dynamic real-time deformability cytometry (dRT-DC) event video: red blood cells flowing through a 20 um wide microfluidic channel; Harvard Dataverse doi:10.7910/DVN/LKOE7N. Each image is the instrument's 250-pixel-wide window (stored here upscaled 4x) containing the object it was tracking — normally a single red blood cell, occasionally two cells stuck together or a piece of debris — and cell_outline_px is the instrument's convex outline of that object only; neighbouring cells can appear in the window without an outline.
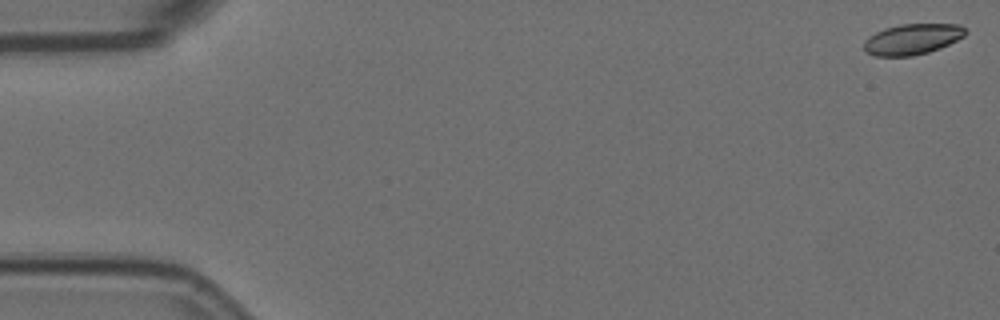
{"species": "Egyptian fruit bat (a non-hibernating species)", "species_latin": "Rousettus aegyptiacus", "temperature_condition": "room temperature", "stored_images_in_passage": 7, "camera_frame_rate_fps": 3000, "um_per_image_px": 0.085, "animal": {"sex": "female"}, "frame": {"image": 1, "passage_image": 1, "time_ms": 0.0, "image_size_px": [1000, 320], "cell_outline_px": [[968, 32], [964, 36], [940, 48], [928, 52], [912, 56], [876, 56], [868, 52], [864, 48], [864, 40], [868, 36], [884, 28], [900, 24], [960, 24]], "centroid_in_image_um": [77.54, 3.32], "position_along_channel_um": 7.5, "area_um2": 18.15}}
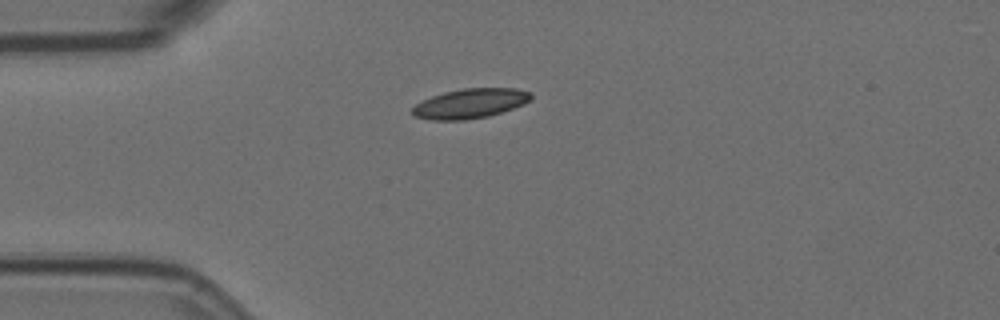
{"frame": {"image": 2, "passage_image": 5, "time_ms": 1.333, "image_size_px": [1000, 320], "cell_outline_px": [[532, 96], [524, 104], [488, 116], [464, 120], [432, 120], [416, 116], [412, 112], [412, 108], [416, 104], [432, 96], [444, 92], [464, 88], [516, 88], [532, 92]], "centroid_in_image_um": [39.98, 8.79], "position_along_channel_um": 45.0, "area_um2": 20.29}}
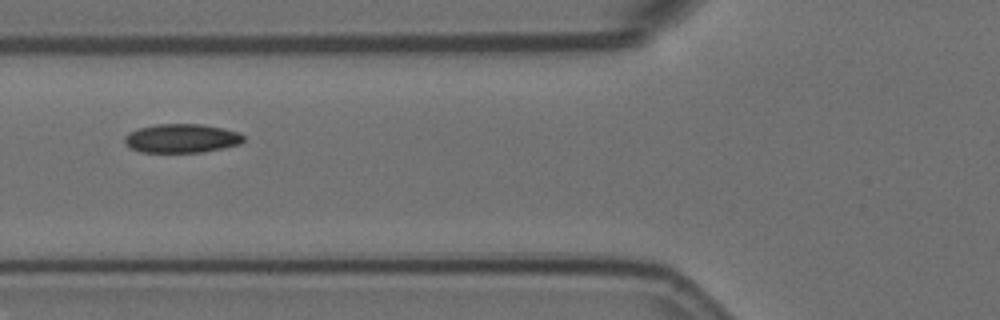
{"frame": {"image": 3, "passage_image": 7, "time_ms": 2.0, "image_size_px": [1000, 320], "cell_outline_px": [[244, 140], [240, 144], [204, 152], [140, 152], [132, 148], [124, 140], [124, 136], [128, 132], [140, 128], [156, 124], [204, 124], [224, 128], [240, 132], [244, 136]], "centroid_in_image_um": [15.48, 11.75], "position_along_channel_um": 110.3, "area_um2": 20.06}}